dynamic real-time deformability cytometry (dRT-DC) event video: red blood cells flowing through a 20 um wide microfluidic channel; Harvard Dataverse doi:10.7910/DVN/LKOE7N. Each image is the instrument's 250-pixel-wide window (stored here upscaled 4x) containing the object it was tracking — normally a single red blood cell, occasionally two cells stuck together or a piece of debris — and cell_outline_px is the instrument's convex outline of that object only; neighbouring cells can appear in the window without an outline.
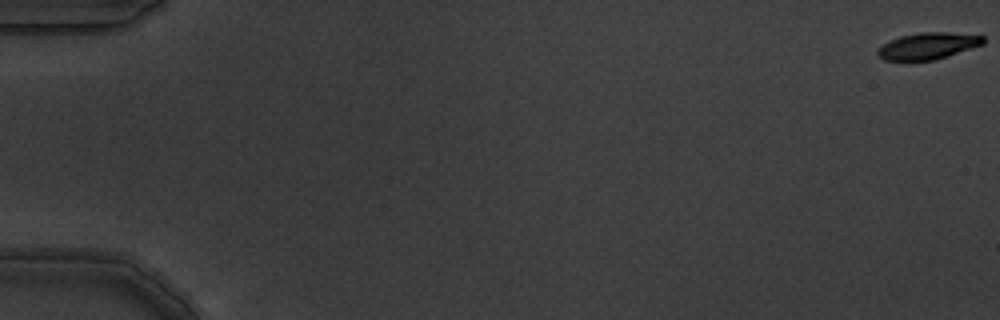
{"species": "common noctule bat (a hibernating species)", "species_latin": "Nyctalus noctula", "temperature_condition": "warm", "stored_images_in_passage": 9, "camera_frame_rate_fps": 3000, "um_per_image_px": 0.085, "animal": {"sex": "male", "body_mass_g": 19.5, "forearm_length_mm": 54.6}, "frame": {"image": 1, "passage_image": 1, "time_ms": 0.0, "image_size_px": [1000, 320], "cell_outline_px": [[984, 44], [932, 60], [884, 60], [876, 52], [884, 44], [900, 36], [920, 32], [948, 32], [984, 36]], "centroid_in_image_um": [78.89, 3.89], "position_along_channel_um": 6.1, "area_um2": 15.95}}
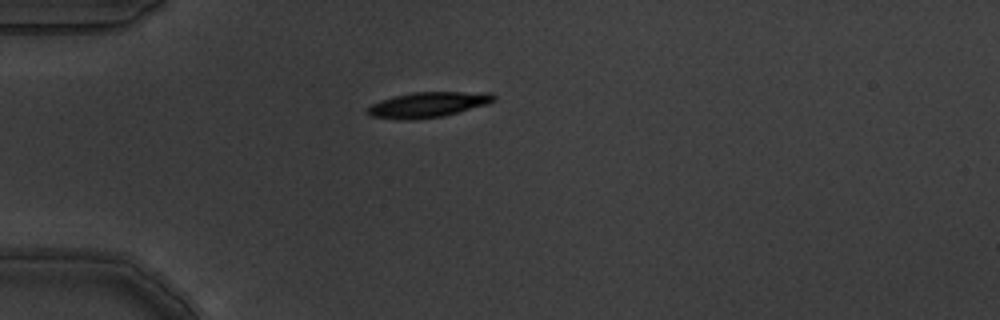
{"frame": {"image": 2, "passage_image": 6, "time_ms": 1.667, "image_size_px": [1000, 320], "cell_outline_px": [[496, 100], [488, 104], [444, 116], [412, 120], [404, 120], [368, 116], [364, 112], [372, 104], [380, 100], [412, 92], [492, 92], [496, 96]], "centroid_in_image_um": [36.39, 8.9], "position_along_channel_um": 48.6, "area_um2": 18.84}}
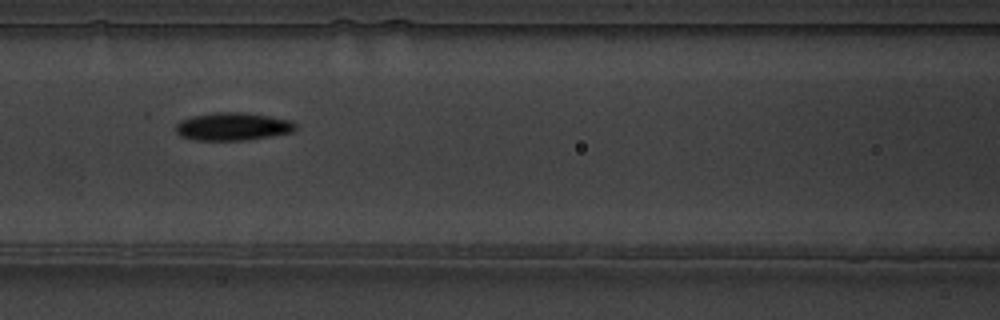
{"frame": {"image": 3, "passage_image": 9, "time_ms": 2.667, "image_size_px": [1000, 320], "cell_outline_px": [[296, 128], [292, 132], [244, 140], [192, 140], [180, 136], [176, 132], [176, 124], [180, 120], [192, 116], [216, 112], [244, 112], [292, 120], [296, 124]], "centroid_in_image_um": [19.75, 10.75], "position_along_channel_um": 146.8, "area_um2": 19.42}}